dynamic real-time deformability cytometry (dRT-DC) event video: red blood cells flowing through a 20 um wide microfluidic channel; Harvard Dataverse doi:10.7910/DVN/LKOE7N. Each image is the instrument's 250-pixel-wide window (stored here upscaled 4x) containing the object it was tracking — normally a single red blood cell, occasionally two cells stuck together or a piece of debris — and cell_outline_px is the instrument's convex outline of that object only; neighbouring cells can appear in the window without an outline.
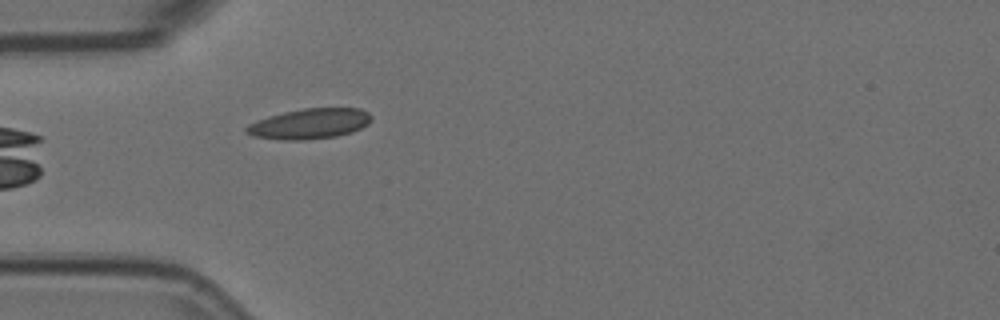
{"species": "Egyptian fruit bat (a non-hibernating species)", "species_latin": "Rousettus aegyptiacus", "temperature_condition": "room temperature", "stored_images_in_passage": 5, "camera_frame_rate_fps": 3000, "um_per_image_px": 0.085, "animal": {"sex": "female"}, "frame": {"image": 1, "passage_image": 5, "time_ms": 1.333, "image_size_px": [1000, 320], "cell_outline_px": [[372, 120], [368, 124], [352, 132], [336, 136], [308, 140], [280, 140], [252, 136], [244, 132], [244, 128], [248, 124], [256, 120], [268, 116], [284, 112], [304, 108], [360, 108], [368, 112], [372, 116]], "centroid_in_image_um": [26.29, 10.52], "position_along_channel_um": 58.7, "area_um2": 22.37}}